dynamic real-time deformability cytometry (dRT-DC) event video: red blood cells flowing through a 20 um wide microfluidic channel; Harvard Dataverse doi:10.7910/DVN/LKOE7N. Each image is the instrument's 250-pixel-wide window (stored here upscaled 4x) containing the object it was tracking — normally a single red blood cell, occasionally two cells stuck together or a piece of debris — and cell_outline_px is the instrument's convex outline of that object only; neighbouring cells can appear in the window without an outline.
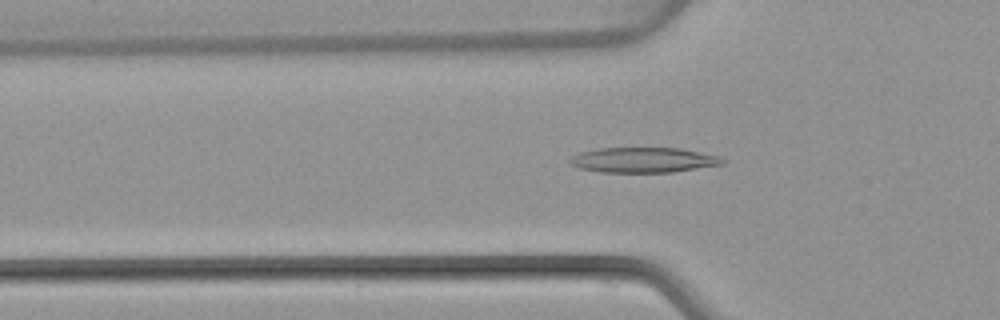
{"species": "common noctule bat (a hibernating species)", "species_latin": "Nyctalus noctula", "temperature_condition": "warm", "stored_images_in_passage": 51, "camera_frame_rate_fps": 3000, "um_per_image_px": 0.085, "animal": {"sex": "female", "body_mass_g": 22.7, "forearm_length_mm": 54.2}, "frame": {"image": 1, "passage_image": 17, "time_ms": 5.333, "image_size_px": [1000, 320], "cell_outline_px": [[724, 164], [672, 172], [600, 172], [580, 168], [568, 164], [568, 160], [572, 156], [580, 152], [596, 148], [680, 148], [716, 156], [724, 160]], "centroid_in_image_um": [54.61, 13.6], "position_along_channel_um": 71.2, "area_um2": 22.25}}
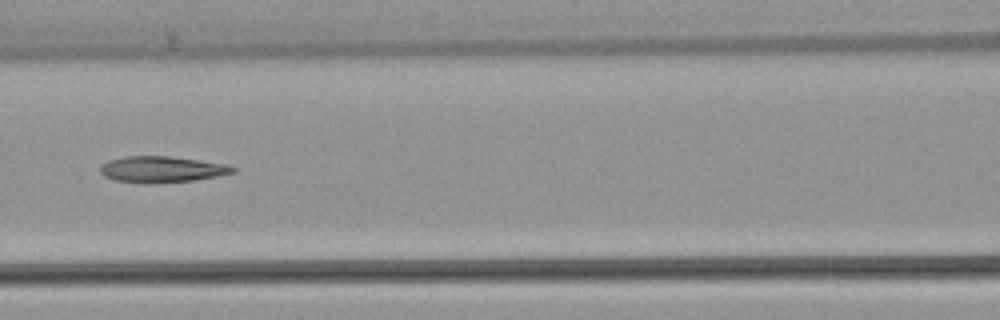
{"frame": {"image": 2, "passage_image": 23, "time_ms": 7.333, "image_size_px": [1000, 320], "cell_outline_px": [[236, 172], [216, 176], [192, 180], [116, 180], [104, 176], [100, 172], [100, 164], [108, 160], [124, 156], [168, 156], [200, 160], [228, 164], [236, 168]], "centroid_in_image_um": [13.78, 14.33], "position_along_channel_um": 152.8, "area_um2": 19.19}}
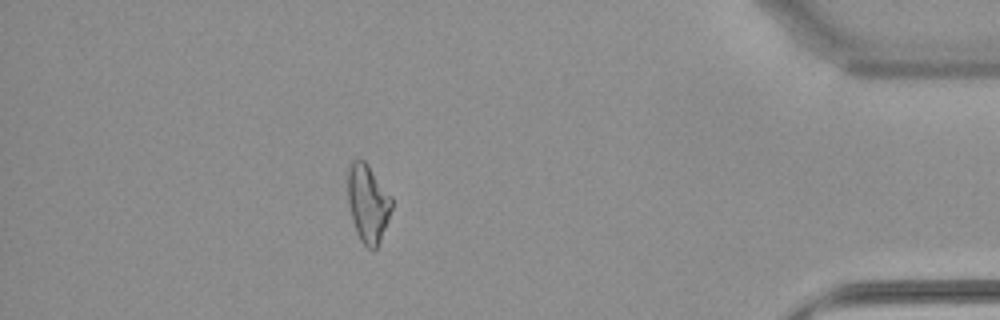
{"frame": {"image": 3, "passage_image": 45, "time_ms": 14.667, "image_size_px": [1000, 320], "cell_outline_px": [[392, 208], [388, 220], [380, 240], [376, 248], [372, 252], [360, 240], [356, 232], [352, 220], [348, 204], [348, 164], [352, 160], [364, 160], [368, 164], [392, 196]], "centroid_in_image_um": [31.27, 17.27], "position_along_channel_um": 403.9, "area_um2": 20.11}, "authors_computed_cell_mechanics": {"area_um2": 20.9236, "velocity_mm_per_s": 4.0465, "shape_relaxation_time_tau1_ms": null, "shape_relaxation_time_tau2_ms": 5.3728, "deformation_change_tau1": null, "deformation_change_tau2": 0.1769}}